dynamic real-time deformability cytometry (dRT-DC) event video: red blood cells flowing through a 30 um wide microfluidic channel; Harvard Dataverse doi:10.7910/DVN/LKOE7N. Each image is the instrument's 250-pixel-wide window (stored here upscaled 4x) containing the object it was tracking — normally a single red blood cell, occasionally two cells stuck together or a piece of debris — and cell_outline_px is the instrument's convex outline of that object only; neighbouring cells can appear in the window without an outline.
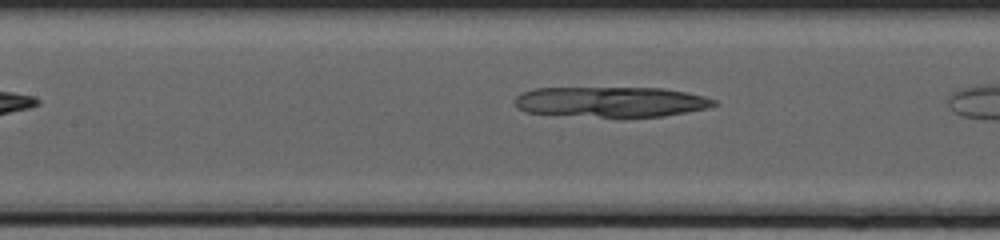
{"species": "common noctule bat (a hibernating species)", "species_latin": "Nyctalus noctula", "temperature_condition": "cold", "stored_images_in_passage": 9, "camera_frame_rate_fps": 3000, "um_per_image_px": 0.085, "animal": {"sex": "female", "body_mass_g": 20.0, "forearm_length_mm": 54.0}, "frame": {"image": 1, "passage_image": 7, "time_ms": 2.0, "image_size_px": [1000, 240], "cell_outline_px": [[720, 104], [708, 108], [664, 116], [620, 120], [528, 112], [520, 108], [516, 104], [516, 96], [520, 92], [536, 88], [664, 88], [704, 96], [716, 100]], "centroid_in_image_um": [51.99, 8.7], "position_along_channel_um": 155.4, "area_um2": 36.3}}